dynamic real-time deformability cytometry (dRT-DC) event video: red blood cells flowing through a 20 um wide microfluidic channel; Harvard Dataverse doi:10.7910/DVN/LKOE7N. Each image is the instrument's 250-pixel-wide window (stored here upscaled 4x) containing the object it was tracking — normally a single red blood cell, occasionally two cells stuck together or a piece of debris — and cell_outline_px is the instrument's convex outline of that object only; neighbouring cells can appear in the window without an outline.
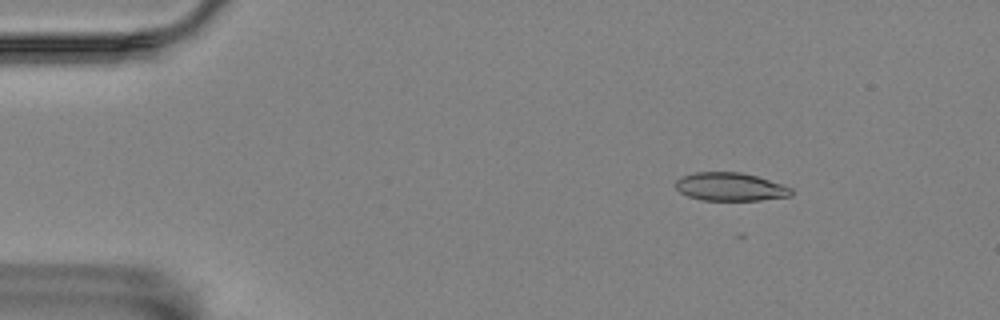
{"species": "Egyptian fruit bat (a non-hibernating species)", "species_latin": "Rousettus aegyptiacus", "temperature_condition": "room temperature", "stored_images_in_passage": 25, "camera_frame_rate_fps": 3000, "um_per_image_px": 0.085, "animal": {"sex": "female"}, "frame": {"image": 1, "passage_image": 7, "time_ms": 2.0, "image_size_px": [1000, 320], "cell_outline_px": [[792, 196], [760, 200], [700, 200], [688, 196], [680, 192], [676, 188], [676, 180], [684, 176], [696, 172], [740, 172], [756, 176], [792, 188]], "centroid_in_image_um": [62.07, 15.88], "position_along_channel_um": 22.9, "area_um2": 18.84}}
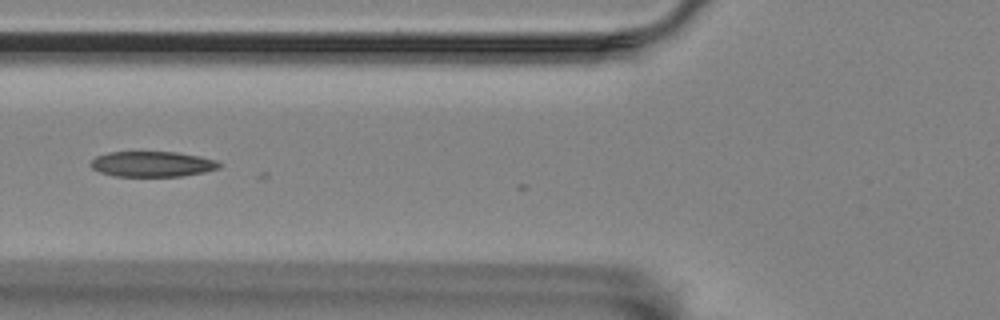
{"frame": {"image": 2, "passage_image": 21, "time_ms": 6.667, "image_size_px": [1000, 320], "cell_outline_px": [[220, 168], [204, 172], [180, 176], [116, 176], [100, 172], [92, 168], [88, 164], [96, 156], [108, 152], [176, 152], [200, 156], [216, 160], [220, 164]], "centroid_in_image_um": [12.93, 13.94], "position_along_channel_um": 112.9, "area_um2": 19.02}}
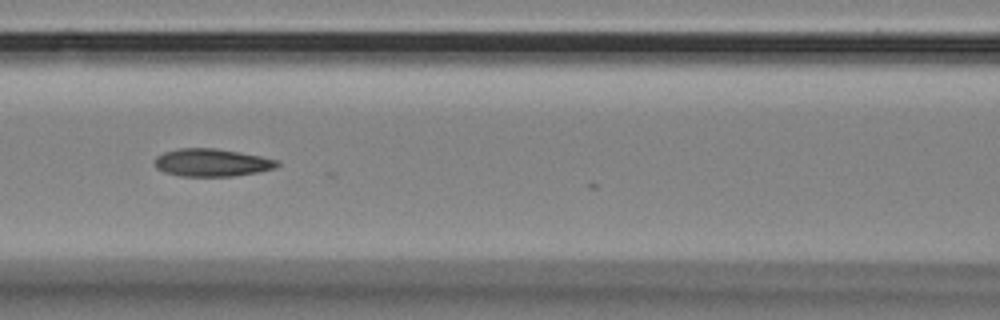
{"frame": {"image": 3, "passage_image": 24, "time_ms": 7.667, "image_size_px": [1000, 320], "cell_outline_px": [[280, 164], [276, 168], [256, 172], [232, 176], [180, 176], [164, 172], [156, 168], [156, 156], [164, 152], [180, 148], [216, 148], [240, 152], [260, 156], [276, 160]], "centroid_in_image_um": [18.0, 13.82], "position_along_channel_um": 148.6, "area_um2": 19.65}}